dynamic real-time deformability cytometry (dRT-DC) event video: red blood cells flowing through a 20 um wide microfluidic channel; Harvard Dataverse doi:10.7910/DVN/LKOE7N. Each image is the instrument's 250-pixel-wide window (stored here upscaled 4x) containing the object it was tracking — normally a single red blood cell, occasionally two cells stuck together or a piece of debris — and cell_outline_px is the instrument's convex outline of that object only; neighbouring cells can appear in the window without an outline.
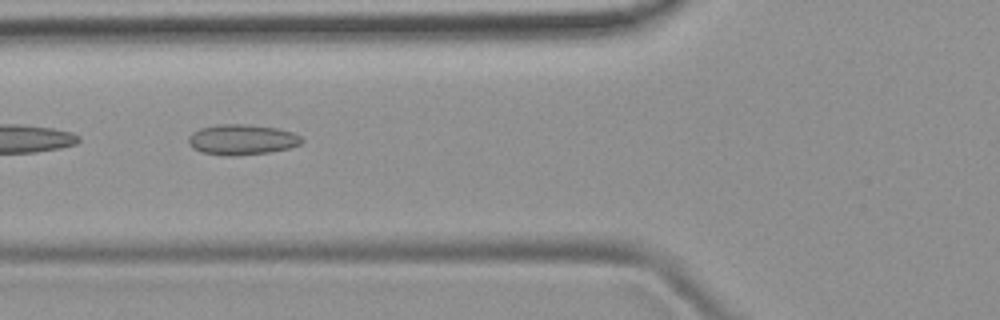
{"species": "common noctule bat (a hibernating species)", "species_latin": "Nyctalus noctula", "temperature_condition": "room temperature", "stored_images_in_passage": 9, "camera_frame_rate_fps": 3000, "um_per_image_px": 0.085, "animal": {"sex": "female", "body_mass_g": 19.9}, "frame": {"image": 1, "passage_image": 3, "time_ms": 0.667, "image_size_px": [1000, 320], "cell_outline_px": [[304, 140], [300, 144], [288, 148], [268, 152], [236, 156], [224, 156], [200, 152], [192, 148], [188, 144], [188, 136], [192, 132], [200, 128], [216, 124], [248, 124], [276, 128], [292, 132], [300, 136]], "centroid_in_image_um": [20.51, 11.87], "position_along_channel_um": 105.3, "area_um2": 20.29}}
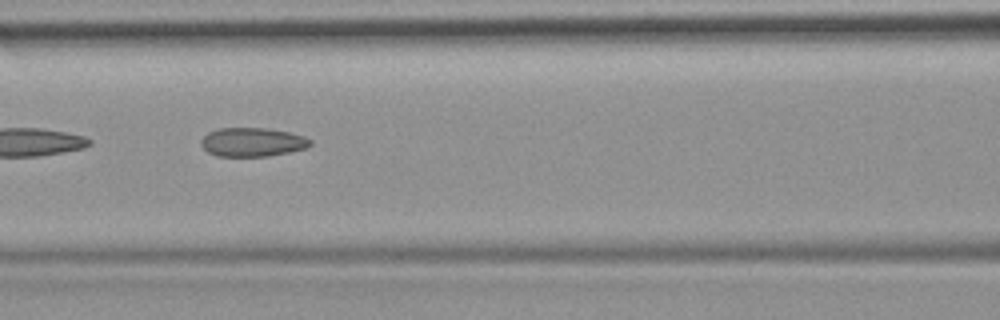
{"frame": {"image": 2, "passage_image": 6, "time_ms": 1.667, "image_size_px": [1000, 320], "cell_outline_px": [[312, 144], [304, 148], [288, 152], [268, 156], [216, 156], [208, 152], [200, 144], [200, 140], [208, 132], [220, 128], [264, 128], [288, 132], [304, 136], [312, 140]], "centroid_in_image_um": [21.43, 12.08], "position_along_channel_um": 145.2, "area_um2": 18.26}}